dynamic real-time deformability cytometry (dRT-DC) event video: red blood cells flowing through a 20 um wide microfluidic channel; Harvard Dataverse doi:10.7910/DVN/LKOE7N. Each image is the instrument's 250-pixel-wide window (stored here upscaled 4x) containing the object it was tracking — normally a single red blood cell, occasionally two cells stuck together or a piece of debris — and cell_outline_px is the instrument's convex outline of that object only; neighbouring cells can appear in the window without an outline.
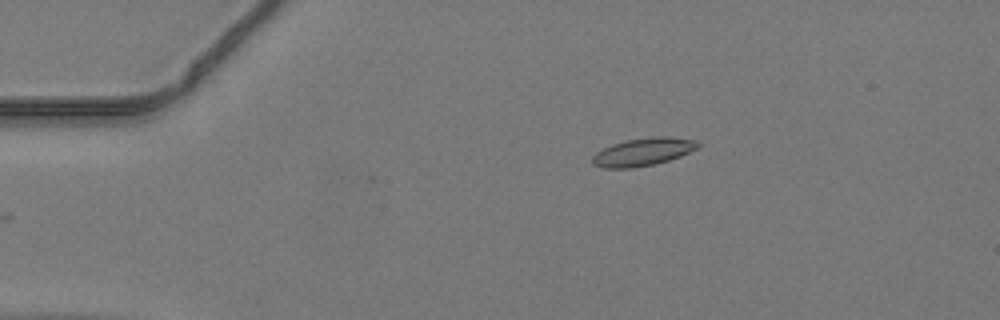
{"species": "common noctule bat (a hibernating species)", "species_latin": "Nyctalus noctula", "temperature_condition": "warm", "stored_images_in_passage": 40, "camera_frame_rate_fps": 3000, "um_per_image_px": 0.085, "animal": {"sex": "male", "body_mass_g": 19.2, "forearm_length_mm": 51.8}, "frame": {"image": 1, "passage_image": 1, "time_ms": 0.0, "image_size_px": [1000, 320], "cell_outline_px": [[700, 144], [696, 148], [680, 156], [656, 164], [632, 168], [604, 168], [592, 164], [592, 156], [596, 152], [612, 144], [624, 140], [652, 136], [668, 136], [696, 140]], "centroid_in_image_um": [54.63, 12.9], "position_along_channel_um": 30.4, "area_um2": 17.17}}
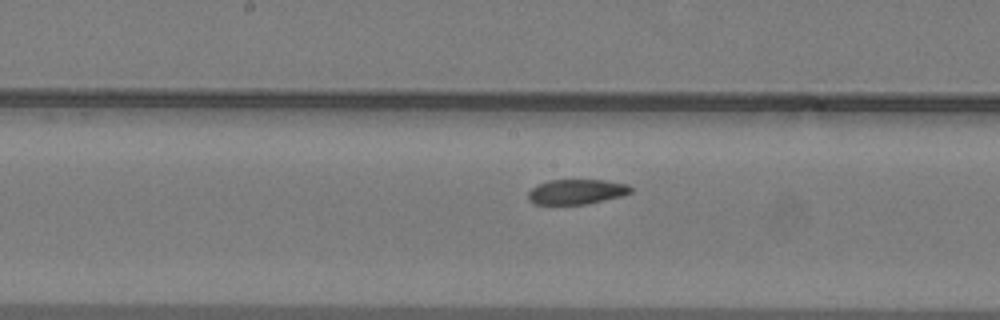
{"frame": {"image": 2, "passage_image": 17, "time_ms": 5.333, "image_size_px": [1000, 320], "cell_outline_px": [[632, 192], [624, 196], [588, 204], [532, 204], [528, 200], [528, 192], [536, 184], [548, 180], [604, 180], [628, 184], [632, 188]], "centroid_in_image_um": [49.01, 16.3], "position_along_channel_um": 199.2, "area_um2": 15.2}}
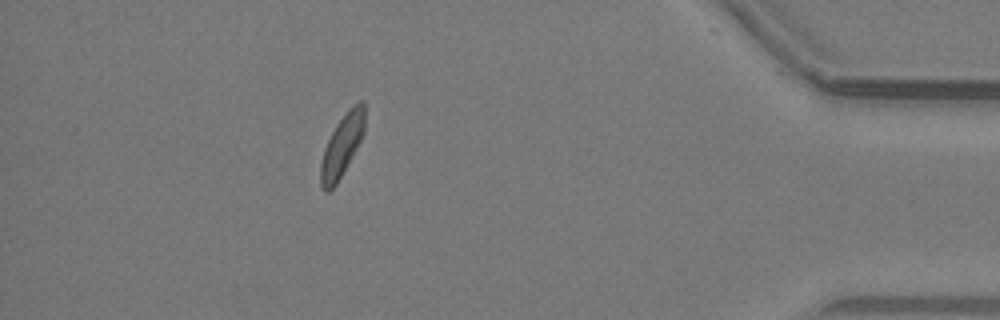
{"frame": {"image": 3, "passage_image": 35, "time_ms": 11.333, "image_size_px": [1000, 320], "cell_outline_px": [[364, 132], [356, 148], [336, 184], [328, 192], [324, 192], [320, 184], [320, 164], [324, 148], [336, 124], [348, 108], [352, 104], [360, 100], [364, 100]], "centroid_in_image_um": [29.05, 12.34], "position_along_channel_um": 406.1, "area_um2": 15.72}}